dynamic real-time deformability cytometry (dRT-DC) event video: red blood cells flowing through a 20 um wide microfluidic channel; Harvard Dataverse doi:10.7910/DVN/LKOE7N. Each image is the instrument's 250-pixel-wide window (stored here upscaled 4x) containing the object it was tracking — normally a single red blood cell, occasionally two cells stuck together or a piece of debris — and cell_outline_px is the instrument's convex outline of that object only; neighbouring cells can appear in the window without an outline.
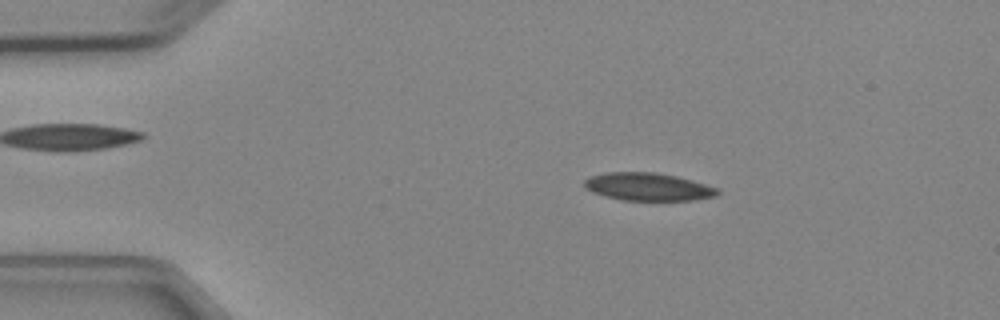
{"species": "Egyptian fruit bat (a non-hibernating species)", "species_latin": "Rousettus aegyptiacus", "temperature_condition": "cold", "stored_images_in_passage": 4, "camera_frame_rate_fps": 3000, "um_per_image_px": 0.085, "animal": {"sex": "female"}, "frame": {"image": 1, "passage_image": 1, "time_ms": 0.0, "image_size_px": [1000, 320], "cell_outline_px": [[720, 192], [716, 196], [692, 200], [620, 200], [604, 196], [592, 192], [584, 188], [584, 180], [592, 176], [604, 172], [656, 172], [676, 176], [692, 180], [720, 188]], "centroid_in_image_um": [55.08, 15.87], "position_along_channel_um": 29.9, "area_um2": 21.73}}
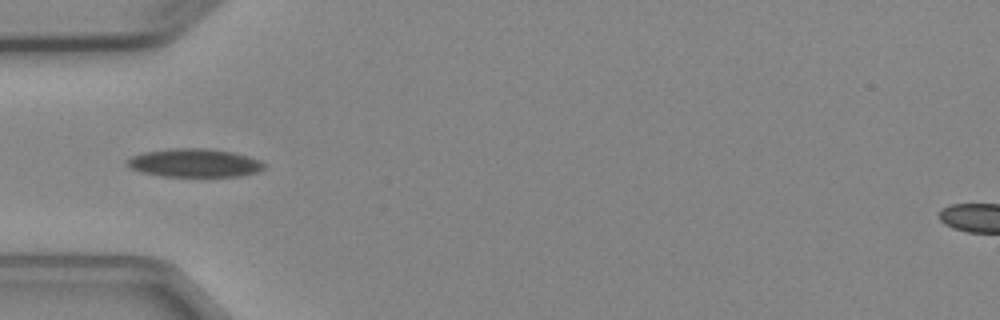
{"frame": {"image": 2, "passage_image": 3, "time_ms": 2.333, "image_size_px": [1000, 320], "cell_outline_px": [[268, 164], [264, 168], [256, 172], [240, 176], [160, 176], [140, 172], [124, 164], [124, 160], [132, 156], [144, 152], [168, 148], [208, 148], [232, 152], [248, 156], [260, 160]], "centroid_in_image_um": [16.5, 13.84], "position_along_channel_um": 68.5, "area_um2": 22.89}}